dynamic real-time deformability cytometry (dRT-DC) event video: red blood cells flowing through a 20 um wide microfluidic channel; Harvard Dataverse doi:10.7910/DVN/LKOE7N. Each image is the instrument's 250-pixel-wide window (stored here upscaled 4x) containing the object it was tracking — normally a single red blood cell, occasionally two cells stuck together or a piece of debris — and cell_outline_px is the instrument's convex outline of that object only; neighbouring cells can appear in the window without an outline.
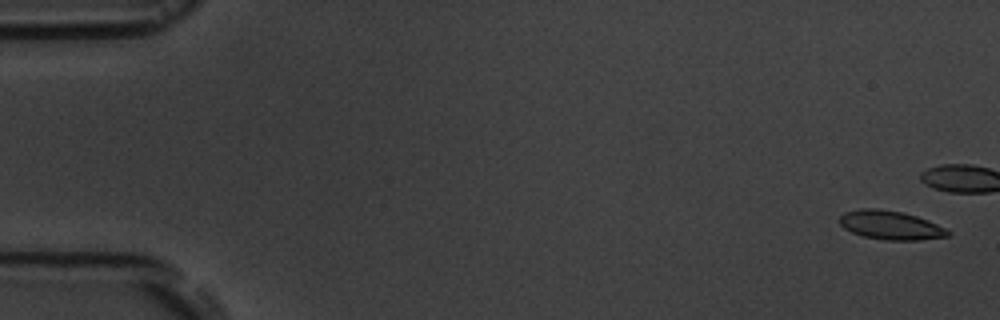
{"species": "common noctule bat (a hibernating species)", "species_latin": "Nyctalus noctula", "temperature_condition": "room temperature", "stored_images_in_passage": 18, "camera_frame_rate_fps": 3000, "um_per_image_px": 0.085, "animal": {"sex": "male", "body_mass_g": 19.5, "forearm_length_mm": 54.6}, "frame": {"image": 1, "passage_image": 1, "time_ms": 0.0, "image_size_px": [1000, 320], "cell_outline_px": [[952, 236], [920, 240], [884, 240], [864, 236], [852, 232], [844, 228], [836, 220], [844, 212], [860, 208], [876, 208], [904, 212], [928, 220], [952, 232]], "centroid_in_image_um": [75.69, 19.13], "position_along_channel_um": 9.3, "area_um2": 18.44}}
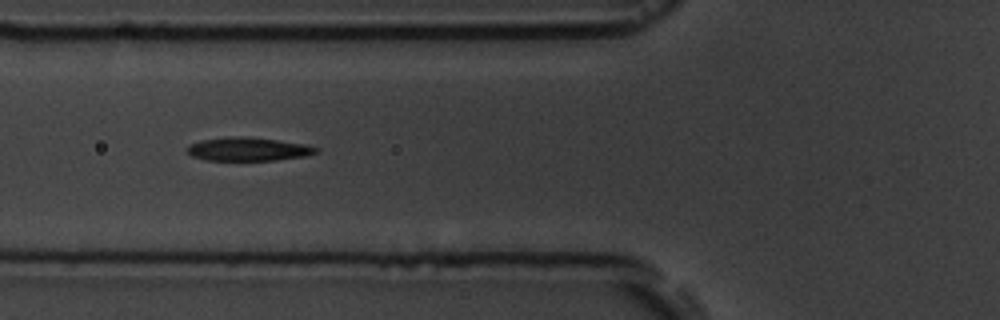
{"frame": {"image": 2, "passage_image": 8, "time_ms": 7.667, "image_size_px": [1000, 320], "cell_outline_px": [[320, 152], [308, 156], [276, 160], [204, 160], [192, 156], [184, 152], [184, 148], [188, 144], [200, 140], [228, 136], [248, 136], [304, 144], [320, 148]], "centroid_in_image_um": [21.05, 12.67], "position_along_channel_um": 104.7, "area_um2": 18.09}}
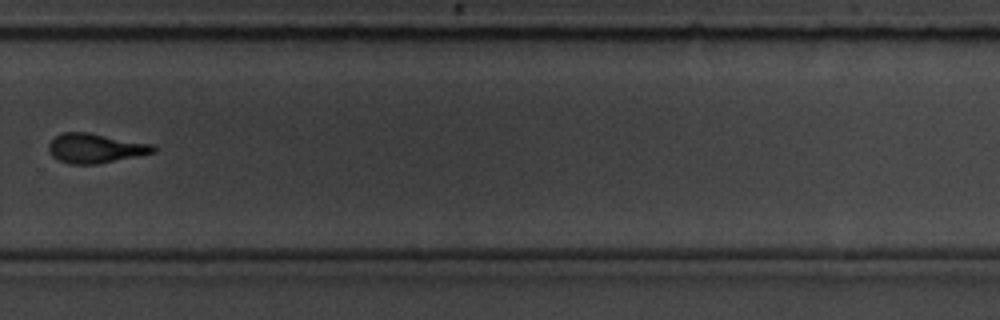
{"frame": {"image": 3, "passage_image": 13, "time_ms": 13.667, "image_size_px": [1000, 320], "cell_outline_px": [[156, 152], [96, 164], [68, 164], [52, 156], [48, 148], [48, 144], [60, 132], [88, 132], [152, 144], [156, 148]], "centroid_in_image_um": [8.08, 12.59], "position_along_channel_um": 321.7, "area_um2": 17.86}, "authors_computed_cell_mechanics": {"area_um2": 18.1492, "velocity_mm_per_s": 3.623, "shape_relaxation_time_tau1_ms": 3.5502, "shape_relaxation_time_tau2_ms": 3.1699, "deformation_change_tau1": 0.1519, "deformation_change_tau2": 0.0844}}